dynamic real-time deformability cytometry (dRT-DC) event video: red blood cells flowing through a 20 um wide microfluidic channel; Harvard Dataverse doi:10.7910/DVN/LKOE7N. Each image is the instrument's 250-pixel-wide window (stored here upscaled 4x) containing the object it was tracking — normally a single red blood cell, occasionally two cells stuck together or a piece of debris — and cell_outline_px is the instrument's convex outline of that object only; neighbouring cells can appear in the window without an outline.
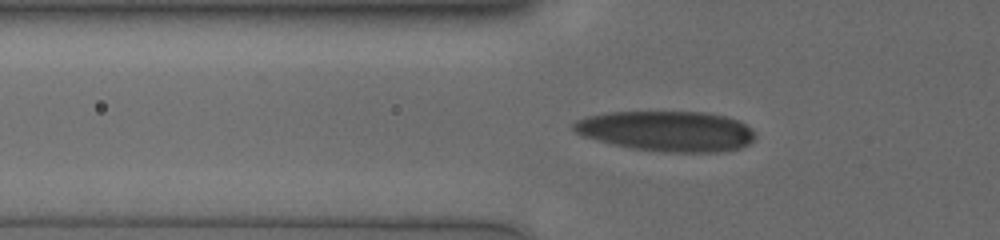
{"species": "human", "species_latin": "Homo sapiens", "temperature_condition": "cold", "stored_images_in_passage": 55, "camera_frame_rate_fps": 3000, "um_per_image_px": 0.085, "donor": {"sex": "male"}, "frame": {"image": 1, "passage_image": 21, "time_ms": 6.667, "image_size_px": [1000, 240], "cell_outline_px": [[756, 136], [748, 144], [740, 148], [716, 152], [664, 152], [632, 148], [612, 144], [580, 136], [572, 128], [572, 124], [576, 120], [588, 116], [608, 112], [704, 112], [728, 116], [744, 124]], "centroid_in_image_um": [56.63, 11.14], "position_along_channel_um": 69.2, "area_um2": 42.6}}
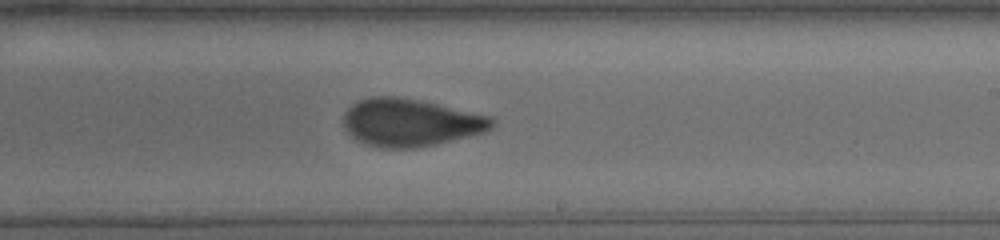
{"frame": {"image": 2, "passage_image": 36, "time_ms": 11.667, "image_size_px": [1000, 240], "cell_outline_px": [[496, 124], [492, 128], [484, 132], [436, 144], [412, 148], [384, 148], [368, 144], [356, 140], [344, 128], [344, 112], [352, 104], [360, 100], [372, 96], [396, 96], [436, 104], [492, 116], [496, 120]], "centroid_in_image_um": [34.89, 10.41], "position_along_channel_um": 254.1, "area_um2": 40.98}}
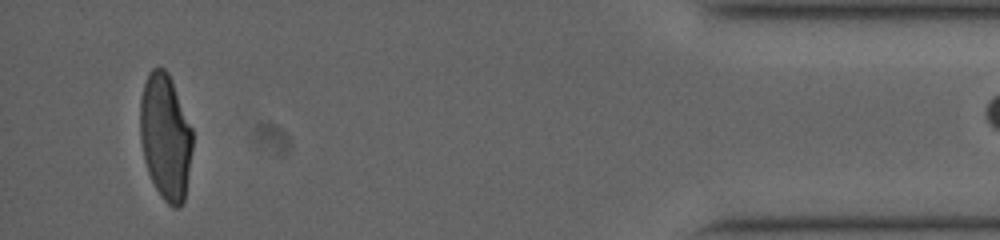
{"frame": {"image": 3, "passage_image": 54, "time_ms": 17.667, "image_size_px": [1000, 240], "cell_outline_px": [[192, 148], [184, 200], [180, 208], [172, 208], [160, 196], [148, 172], [144, 160], [140, 140], [140, 96], [148, 72], [152, 68], [164, 68], [168, 72], [192, 128]], "centroid_in_image_um": [14.05, 11.63], "position_along_channel_um": 421.2, "area_um2": 38.44}}